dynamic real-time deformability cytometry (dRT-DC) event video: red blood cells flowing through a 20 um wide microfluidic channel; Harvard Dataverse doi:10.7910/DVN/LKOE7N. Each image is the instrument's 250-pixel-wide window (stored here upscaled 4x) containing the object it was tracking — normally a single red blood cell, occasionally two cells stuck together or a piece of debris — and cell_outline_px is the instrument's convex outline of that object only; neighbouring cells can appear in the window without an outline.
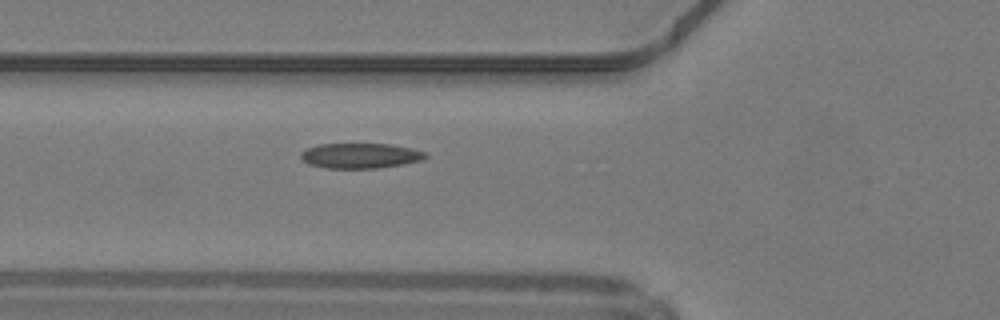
{"species": "common noctule bat (a hibernating species)", "species_latin": "Nyctalus noctula", "temperature_condition": "warm", "stored_images_in_passage": 15, "camera_frame_rate_fps": 3000, "um_per_image_px": 0.085, "animal": {"sex": "male", "body_mass_g": 19.2, "forearm_length_mm": 51.8}, "frame": {"image": 1, "passage_image": 5, "time_ms": 1.333, "image_size_px": [1000, 320], "cell_outline_px": [[428, 156], [424, 160], [404, 164], [380, 168], [324, 168], [308, 164], [300, 156], [300, 152], [308, 148], [320, 144], [388, 144], [412, 148], [428, 152]], "centroid_in_image_um": [30.68, 13.24], "position_along_channel_um": 95.1, "area_um2": 18.44}}
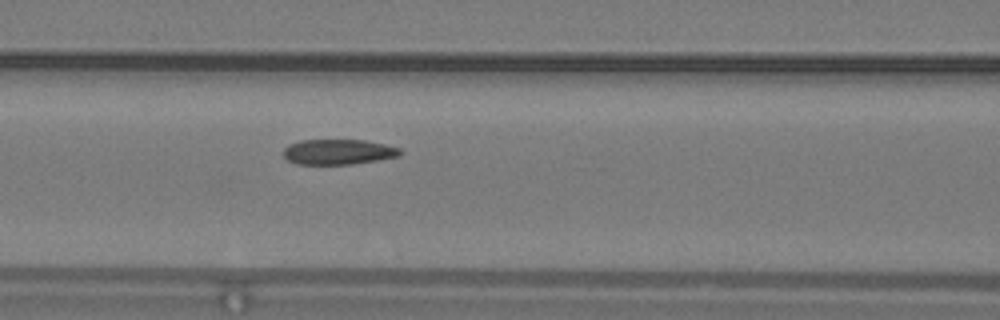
{"frame": {"image": 2, "passage_image": 8, "time_ms": 2.333, "image_size_px": [1000, 320], "cell_outline_px": [[404, 152], [400, 156], [352, 164], [296, 164], [288, 160], [284, 156], [284, 148], [288, 144], [300, 140], [364, 140], [384, 144], [400, 148]], "centroid_in_image_um": [28.76, 12.9], "position_along_channel_um": 137.8, "area_um2": 17.22}}